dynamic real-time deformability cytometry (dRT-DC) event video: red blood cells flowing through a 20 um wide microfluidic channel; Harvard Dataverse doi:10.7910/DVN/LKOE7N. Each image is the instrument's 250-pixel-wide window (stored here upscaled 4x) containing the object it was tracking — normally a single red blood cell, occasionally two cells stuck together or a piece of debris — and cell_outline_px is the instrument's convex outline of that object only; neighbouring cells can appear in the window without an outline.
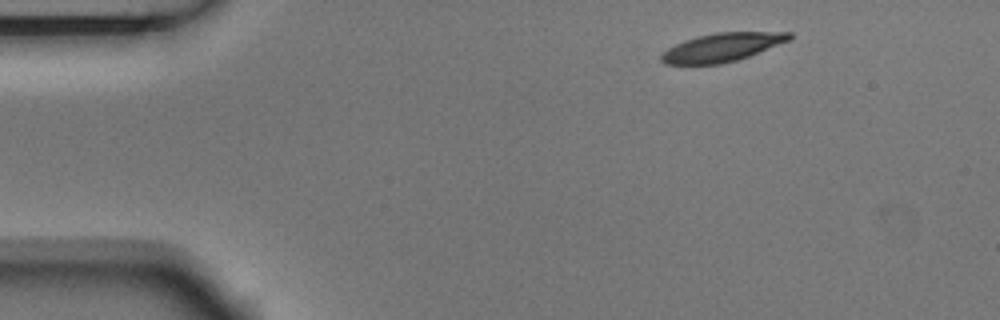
{"species": "Egyptian fruit bat (a non-hibernating species)", "species_latin": "Rousettus aegyptiacus", "temperature_condition": "room temperature", "stored_images_in_passage": 3, "camera_frame_rate_fps": 3000, "um_per_image_px": 0.085, "animal": {"sex": "male"}, "frame": {"image": 1, "passage_image": 1, "time_ms": 0.0, "image_size_px": [1000, 320], "cell_outline_px": [[792, 40], [748, 56], [736, 60], [720, 64], [664, 64], [660, 60], [660, 56], [668, 48], [684, 40], [696, 36], [716, 32], [792, 32]], "centroid_in_image_um": [61.39, 4.01], "position_along_channel_um": 23.6, "area_um2": 21.27}}